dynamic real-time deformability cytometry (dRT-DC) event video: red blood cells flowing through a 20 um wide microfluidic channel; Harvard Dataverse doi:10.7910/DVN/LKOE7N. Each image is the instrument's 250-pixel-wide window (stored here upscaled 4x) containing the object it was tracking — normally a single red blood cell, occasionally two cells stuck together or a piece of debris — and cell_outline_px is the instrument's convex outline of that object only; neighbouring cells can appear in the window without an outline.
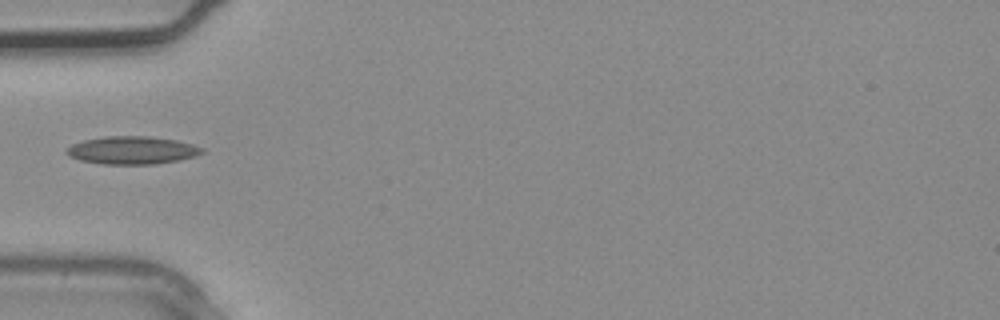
{"species": "common noctule bat (a hibernating species)", "species_latin": "Nyctalus noctula", "temperature_condition": "warm", "stored_images_in_passage": 4, "camera_frame_rate_fps": 3000, "um_per_image_px": 0.085, "animal": {"sex": "male", "body_mass_g": 20.4}, "frame": {"image": 1, "passage_image": 4, "time_ms": 1.0, "image_size_px": [1000, 320], "cell_outline_px": [[204, 152], [196, 156], [180, 160], [156, 164], [104, 164], [80, 160], [68, 156], [64, 152], [64, 148], [72, 144], [84, 140], [104, 136], [148, 136], [176, 140], [192, 144], [204, 148]], "centroid_in_image_um": [11.21, 12.77], "position_along_channel_um": 73.8, "area_um2": 22.2}}